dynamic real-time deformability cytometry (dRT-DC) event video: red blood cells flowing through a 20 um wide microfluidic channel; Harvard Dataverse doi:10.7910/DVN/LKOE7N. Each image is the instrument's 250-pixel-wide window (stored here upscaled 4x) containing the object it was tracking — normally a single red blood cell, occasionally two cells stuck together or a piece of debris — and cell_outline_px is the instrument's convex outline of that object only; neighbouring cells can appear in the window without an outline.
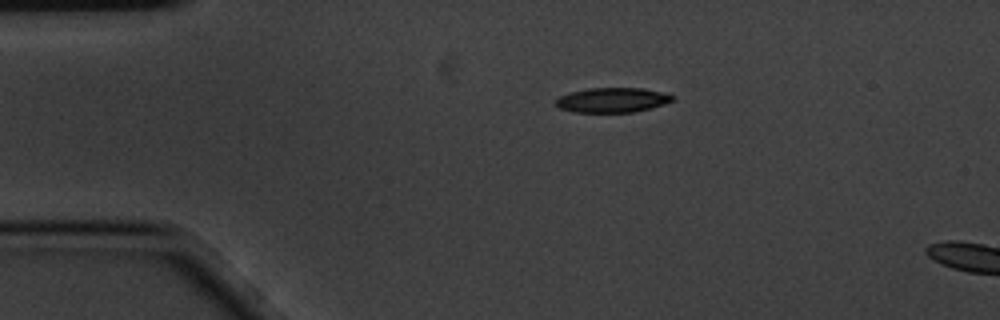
{"species": "common noctule bat (a hibernating species)", "species_latin": "Nyctalus noctula", "temperature_condition": "cold", "stored_images_in_passage": 3, "camera_frame_rate_fps": 3000, "um_per_image_px": 0.085, "animal": {"sex": "male", "body_mass_g": 20.1, "forearm_length_mm": 53.5}, "frame": {"image": 1, "passage_image": 1, "time_ms": 0.0, "image_size_px": [1000, 320], "cell_outline_px": [[676, 100], [652, 108], [632, 112], [576, 112], [560, 108], [552, 104], [560, 96], [572, 92], [588, 88], [640, 88], [664, 92], [676, 96]], "centroid_in_image_um": [52.09, 8.5], "position_along_channel_um": 32.9, "area_um2": 16.94}}